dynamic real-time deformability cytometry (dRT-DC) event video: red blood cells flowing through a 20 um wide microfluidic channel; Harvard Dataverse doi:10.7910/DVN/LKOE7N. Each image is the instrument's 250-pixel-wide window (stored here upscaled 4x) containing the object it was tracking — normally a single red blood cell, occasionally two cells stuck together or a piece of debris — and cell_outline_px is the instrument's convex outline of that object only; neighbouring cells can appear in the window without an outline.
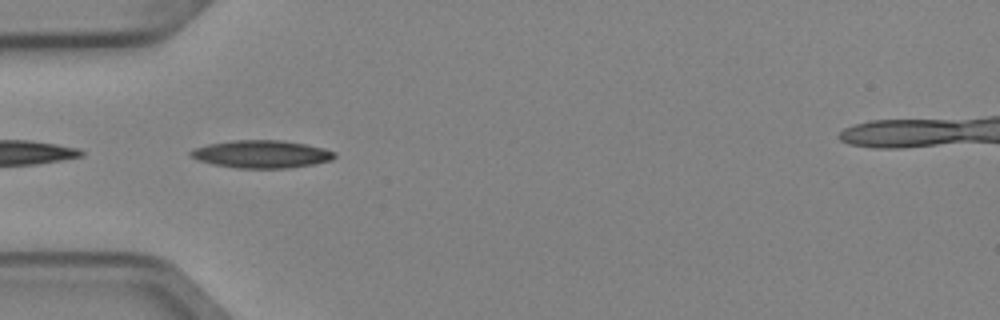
{"species": "Egyptian fruit bat (a non-hibernating species)", "species_latin": "Rousettus aegyptiacus", "temperature_condition": "cold", "stored_images_in_passage": 6, "camera_frame_rate_fps": 3000, "um_per_image_px": 0.085, "animal": {"sex": "female"}, "frame": {"image": 1, "passage_image": 5, "time_ms": 1.333, "image_size_px": [1000, 320], "cell_outline_px": [[336, 156], [332, 160], [312, 164], [288, 168], [236, 168], [212, 164], [200, 160], [192, 156], [188, 152], [192, 148], [208, 144], [232, 140], [284, 140], [324, 148], [336, 152]], "centroid_in_image_um": [22.23, 13.09], "position_along_channel_um": 62.8, "area_um2": 23.24}}
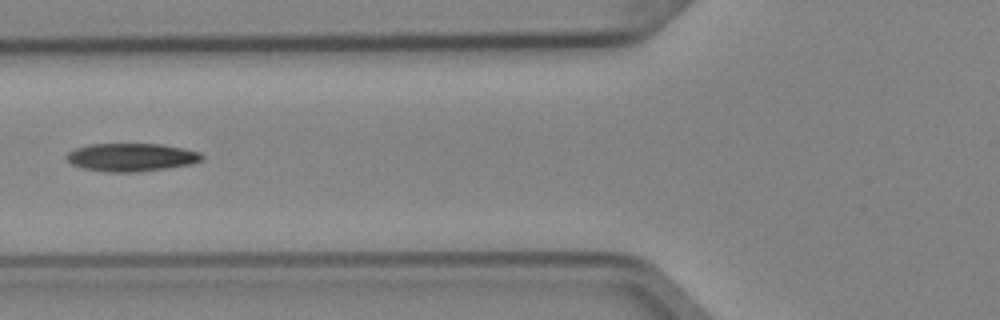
{"frame": {"image": 2, "passage_image": 6, "time_ms": 1.667, "image_size_px": [1000, 320], "cell_outline_px": [[204, 156], [200, 160], [192, 164], [136, 172], [108, 172], [84, 168], [72, 164], [64, 156], [68, 152], [76, 148], [88, 144], [160, 144], [184, 148], [200, 152]], "centroid_in_image_um": [11.15, 13.36], "position_along_channel_um": 114.6, "area_um2": 22.02}}